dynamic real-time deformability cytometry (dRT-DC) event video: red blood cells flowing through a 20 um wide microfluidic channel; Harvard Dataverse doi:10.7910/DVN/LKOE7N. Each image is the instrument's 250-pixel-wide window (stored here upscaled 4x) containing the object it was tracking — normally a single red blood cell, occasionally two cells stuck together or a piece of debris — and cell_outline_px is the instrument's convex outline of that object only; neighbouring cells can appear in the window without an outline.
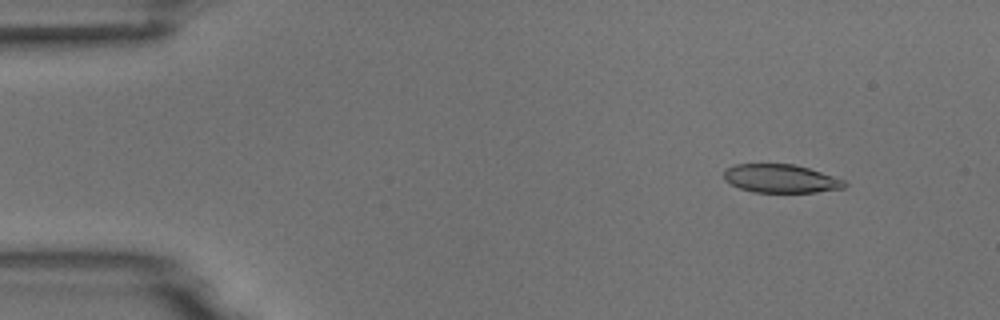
{"species": "common noctule bat (a hibernating species)", "species_latin": "Nyctalus noctula", "temperature_condition": "room temperature", "stored_images_in_passage": 4, "camera_frame_rate_fps": 3000, "um_per_image_px": 0.085, "animal": {"sex": "male", "body_mass_g": 18.8}, "frame": {"image": 1, "passage_image": 2, "time_ms": 1.333, "image_size_px": [1000, 320], "cell_outline_px": [[848, 184], [844, 188], [816, 192], [752, 192], [740, 188], [724, 180], [724, 168], [736, 164], [796, 164], [844, 180]], "centroid_in_image_um": [66.34, 15.18], "position_along_channel_um": 18.7, "area_um2": 19.94}}
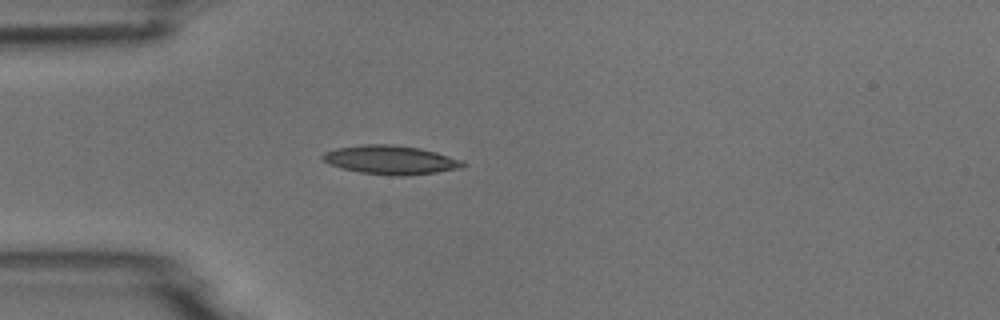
{"frame": {"image": 2, "passage_image": 4, "time_ms": 4.333, "image_size_px": [1000, 320], "cell_outline_px": [[468, 164], [460, 168], [436, 172], [408, 176], [396, 176], [360, 172], [340, 168], [328, 164], [320, 156], [324, 152], [336, 148], [364, 144], [392, 144], [420, 148], [436, 152], [460, 160]], "centroid_in_image_um": [33.17, 13.59], "position_along_channel_um": 51.8, "area_um2": 23.58}}